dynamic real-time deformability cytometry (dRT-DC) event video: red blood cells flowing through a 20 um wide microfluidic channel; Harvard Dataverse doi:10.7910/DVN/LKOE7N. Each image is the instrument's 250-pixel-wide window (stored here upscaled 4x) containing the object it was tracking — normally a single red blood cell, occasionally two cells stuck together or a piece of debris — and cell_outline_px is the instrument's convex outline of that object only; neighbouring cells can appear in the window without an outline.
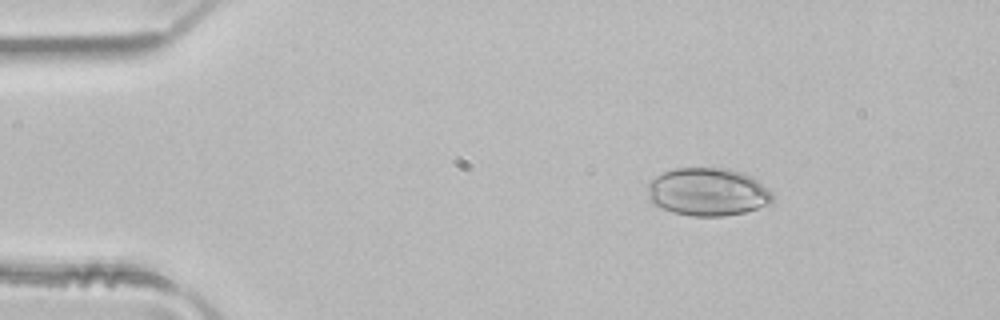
{"species": "common noctule bat (a hibernating species)", "species_latin": "Nyctalus noctula", "temperature_condition": "room temperature", "stored_images_in_passage": 4, "camera_frame_rate_fps": 3000, "um_per_image_px": 0.085, "animal": {"sex": "male", "body_mass_g": 21.5, "forearm_length_mm": 52.0}, "frame": {"image": 1, "passage_image": 2, "time_ms": 0.333, "image_size_px": [1000, 320], "cell_outline_px": [[772, 200], [768, 204], [744, 212], [724, 216], [692, 216], [672, 212], [660, 208], [652, 204], [648, 200], [648, 180], [664, 172], [676, 168], [728, 168], [752, 176], [772, 196]], "centroid_in_image_um": [60.07, 16.31], "position_along_channel_um": 24.9, "area_um2": 34.74}}